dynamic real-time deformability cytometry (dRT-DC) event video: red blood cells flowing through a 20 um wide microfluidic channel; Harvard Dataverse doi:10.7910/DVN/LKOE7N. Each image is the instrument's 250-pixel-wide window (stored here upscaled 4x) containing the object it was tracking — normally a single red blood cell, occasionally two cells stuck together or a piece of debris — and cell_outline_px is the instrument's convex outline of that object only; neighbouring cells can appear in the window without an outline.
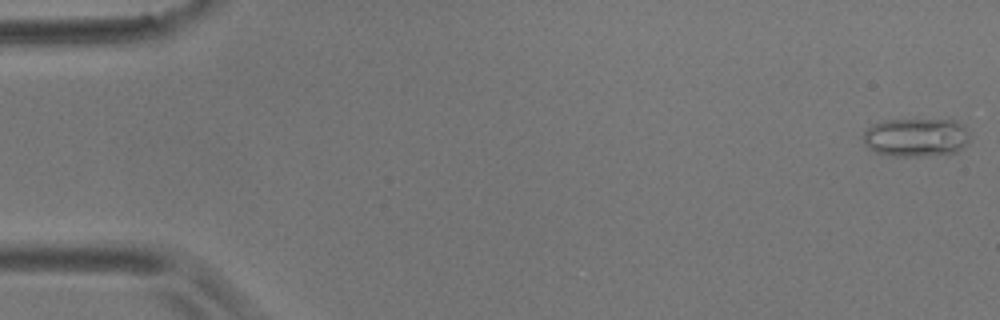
{"species": "common noctule bat (a hibernating species)", "species_latin": "Nyctalus noctula", "temperature_condition": "room temperature", "stored_images_in_passage": 55, "camera_frame_rate_fps": 3000, "um_per_image_px": 0.085, "animal": {"sex": "male", "body_mass_g": 17.9}, "frame": {"image": 1, "passage_image": 1, "time_ms": 0.0, "image_size_px": [1000, 320], "cell_outline_px": [[968, 144], [956, 152], [920, 156], [892, 156], [876, 152], [868, 148], [864, 144], [864, 132], [872, 124], [884, 120], [956, 120], [964, 124], [968, 132]], "centroid_in_image_um": [77.87, 11.67], "position_along_channel_um": 7.1, "area_um2": 23.99}}
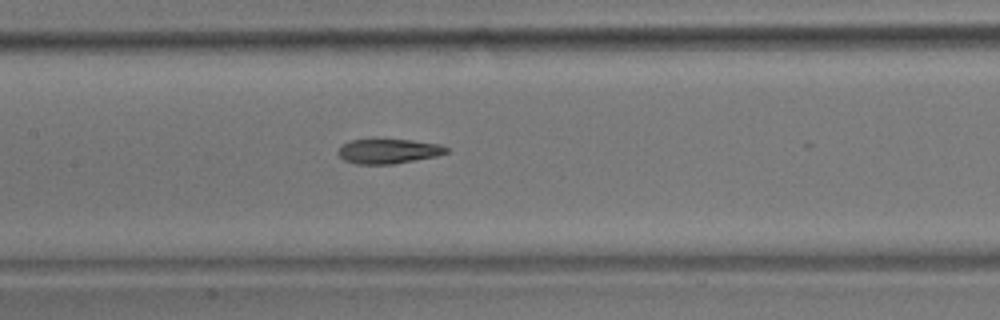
{"frame": {"image": 2, "passage_image": 26, "time_ms": 8.333, "image_size_px": [1000, 320], "cell_outline_px": [[448, 152], [436, 156], [392, 164], [356, 164], [344, 160], [336, 152], [340, 144], [352, 140], [372, 136], [412, 140], [440, 144], [448, 148]], "centroid_in_image_um": [32.94, 12.8], "position_along_channel_um": 174.5, "area_um2": 16.36}}
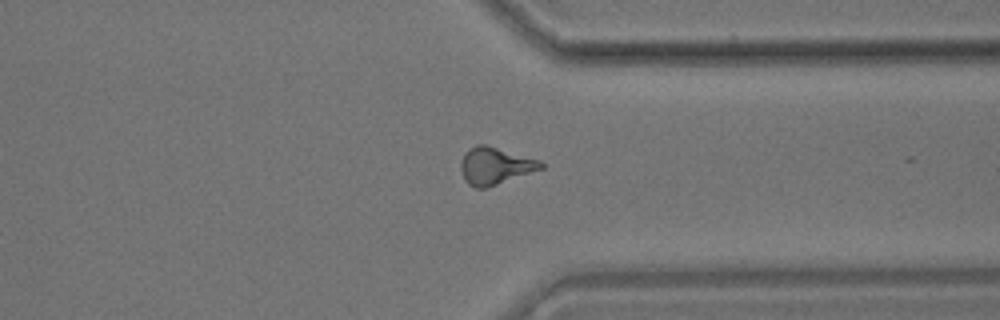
{"frame": {"image": 3, "passage_image": 42, "time_ms": 13.667, "image_size_px": [1000, 320], "cell_outline_px": [[544, 168], [488, 188], [476, 188], [468, 184], [464, 180], [460, 168], [460, 164], [464, 152], [476, 144], [484, 144], [540, 160], [544, 164]], "centroid_in_image_um": [42.07, 14.11], "position_along_channel_um": 369.3, "area_um2": 17.46}, "authors_computed_cell_mechanics": {"area_um2": 16.6464, "velocity_mm_per_s": 3.6811, "shape_relaxation_time_tau1_ms": 6.8449, "shape_relaxation_time_tau2_ms": 3.2405, "deformation_change_tau1": 0.2046, "deformation_change_tau2": 0.1312}}